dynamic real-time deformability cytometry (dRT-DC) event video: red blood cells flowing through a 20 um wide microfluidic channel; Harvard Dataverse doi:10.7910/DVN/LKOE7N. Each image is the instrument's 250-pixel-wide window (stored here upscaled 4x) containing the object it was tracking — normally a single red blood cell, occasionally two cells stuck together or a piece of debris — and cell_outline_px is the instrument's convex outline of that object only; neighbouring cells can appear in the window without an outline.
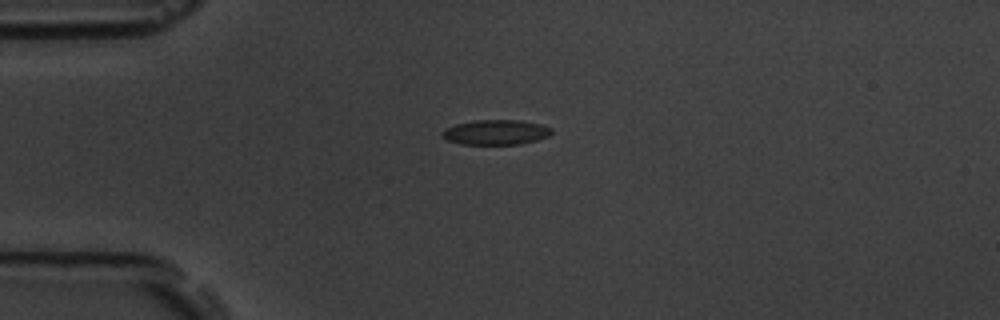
{"species": "common noctule bat (a hibernating species)", "species_latin": "Nyctalus noctula", "temperature_condition": "room temperature", "stored_images_in_passage": 43, "camera_frame_rate_fps": 3000, "um_per_image_px": 0.085, "animal": {"sex": "male", "body_mass_g": 19.5, "forearm_length_mm": 54.6}, "frame": {"image": 1, "passage_image": 1, "time_ms": 0.0, "image_size_px": [1000, 320], "cell_outline_px": [[552, 132], [548, 136], [536, 140], [520, 144], [460, 144], [448, 140], [440, 136], [440, 132], [456, 124], [476, 120], [520, 120], [540, 124], [552, 128]], "centroid_in_image_um": [42.14, 11.24], "position_along_channel_um": 42.9, "area_um2": 15.84}}
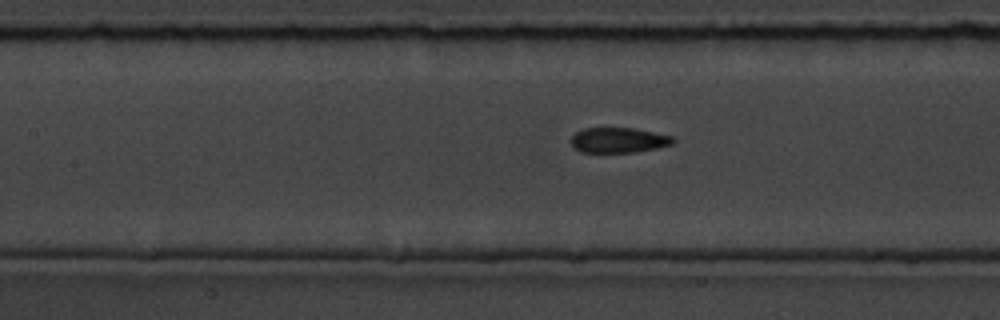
{"frame": {"image": 2, "passage_image": 12, "time_ms": 3.667, "image_size_px": [1000, 320], "cell_outline_px": [[676, 140], [672, 144], [656, 148], [632, 152], [580, 152], [572, 144], [572, 136], [576, 132], [584, 128], [632, 128], [672, 136]], "centroid_in_image_um": [52.58, 11.91], "position_along_channel_um": 154.8, "area_um2": 14.74}}
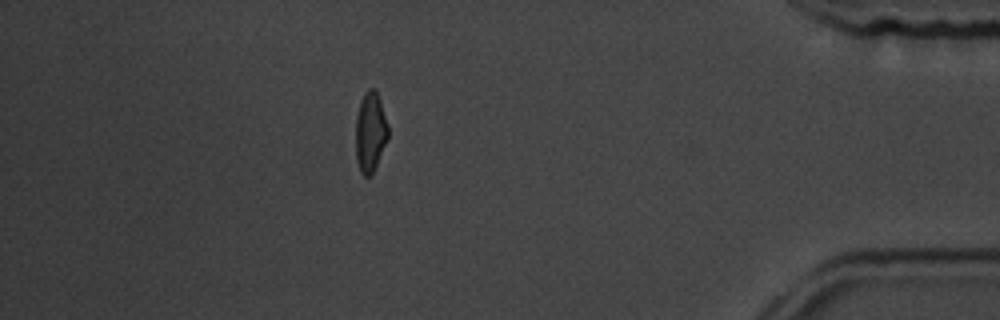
{"frame": {"image": 3, "passage_image": 36, "time_ms": 11.667, "image_size_px": [1000, 320], "cell_outline_px": [[388, 136], [376, 164], [372, 172], [368, 176], [364, 176], [360, 172], [356, 160], [356, 116], [360, 100], [364, 92], [368, 88], [376, 88], [388, 124]], "centroid_in_image_um": [31.46, 11.16], "position_along_channel_um": 403.7, "area_um2": 15.03}, "authors_computed_cell_mechanics": {"area_um2": 15.8372, "velocity_mm_per_s": 3.6808, "shape_relaxation_time_tau1_ms": 4.6163, "shape_relaxation_time_tau2_ms": 1.3269, "deformation_change_tau1": 0.1392, "deformation_change_tau2": 0.0534}}